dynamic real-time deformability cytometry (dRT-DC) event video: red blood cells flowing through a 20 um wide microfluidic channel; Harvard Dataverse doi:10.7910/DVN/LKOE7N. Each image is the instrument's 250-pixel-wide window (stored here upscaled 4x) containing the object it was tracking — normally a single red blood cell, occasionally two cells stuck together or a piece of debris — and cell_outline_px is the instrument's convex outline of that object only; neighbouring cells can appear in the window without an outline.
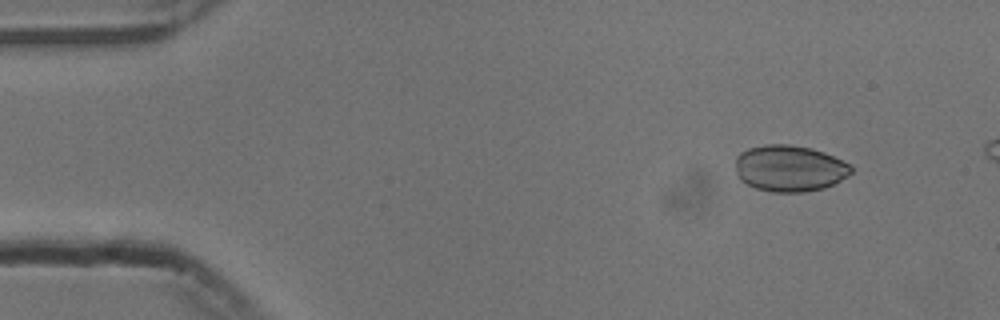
{"species": "common noctule bat (a hibernating species)", "species_latin": "Nyctalus noctula", "temperature_condition": "cold", "stored_images_in_passage": 19, "camera_frame_rate_fps": 3000, "um_per_image_px": 0.085, "animal": {"sex": "male", "body_mass_g": 13.3}, "frame": {"image": 1, "passage_image": 6, "time_ms": 1.667, "image_size_px": [1000, 320], "cell_outline_px": [[852, 172], [848, 176], [824, 188], [804, 192], [772, 192], [756, 188], [740, 180], [736, 172], [736, 156], [740, 152], [748, 148], [764, 144], [788, 144], [812, 148], [824, 152], [852, 164]], "centroid_in_image_um": [67.11, 14.3], "position_along_channel_um": 17.9, "area_um2": 31.5}}
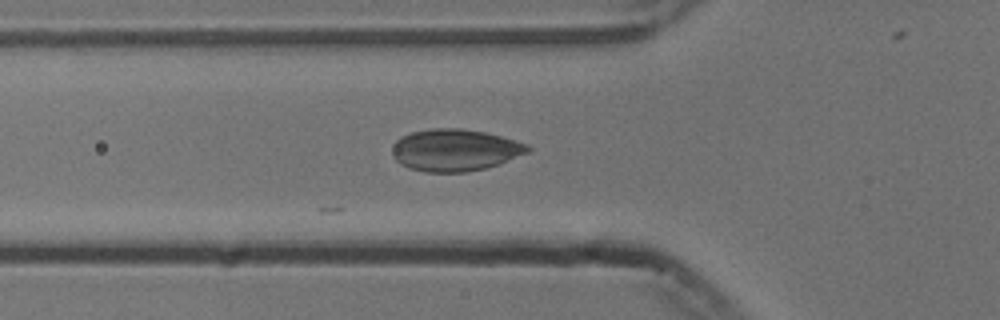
{"frame": {"image": 2, "passage_image": 19, "time_ms": 6.0, "image_size_px": [1000, 320], "cell_outline_px": [[532, 148], [528, 152], [500, 164], [484, 168], [464, 172], [424, 172], [408, 168], [400, 164], [392, 156], [392, 148], [396, 140], [400, 136], [412, 132], [432, 128], [460, 128], [484, 132], [516, 140], [528, 144]], "centroid_in_image_um": [38.65, 12.76], "position_along_channel_um": 87.1, "area_um2": 33.29}}